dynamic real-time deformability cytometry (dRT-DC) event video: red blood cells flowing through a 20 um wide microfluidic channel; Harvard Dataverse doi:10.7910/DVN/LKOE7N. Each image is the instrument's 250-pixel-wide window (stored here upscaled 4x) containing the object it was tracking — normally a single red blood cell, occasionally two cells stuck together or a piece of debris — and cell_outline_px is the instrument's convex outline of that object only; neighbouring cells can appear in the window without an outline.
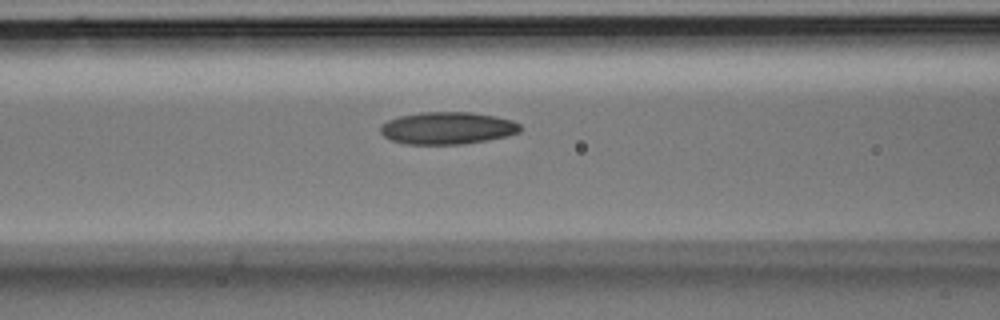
{"species": "Egyptian fruit bat (a non-hibernating species)", "species_latin": "Rousettus aegyptiacus", "temperature_condition": "room temperature", "stored_images_in_passage": 5, "camera_frame_rate_fps": 3000, "um_per_image_px": 0.085, "animal": {"sex": "male"}, "frame": {"image": 1, "passage_image": 5, "time_ms": 1.333, "image_size_px": [1000, 320], "cell_outline_px": [[524, 128], [520, 132], [508, 136], [488, 140], [460, 144], [408, 144], [392, 140], [384, 136], [380, 132], [380, 128], [388, 120], [400, 116], [420, 112], [472, 112], [496, 116], [512, 120], [520, 124]], "centroid_in_image_um": [38.09, 10.88], "position_along_channel_um": 128.5, "area_um2": 26.36}}